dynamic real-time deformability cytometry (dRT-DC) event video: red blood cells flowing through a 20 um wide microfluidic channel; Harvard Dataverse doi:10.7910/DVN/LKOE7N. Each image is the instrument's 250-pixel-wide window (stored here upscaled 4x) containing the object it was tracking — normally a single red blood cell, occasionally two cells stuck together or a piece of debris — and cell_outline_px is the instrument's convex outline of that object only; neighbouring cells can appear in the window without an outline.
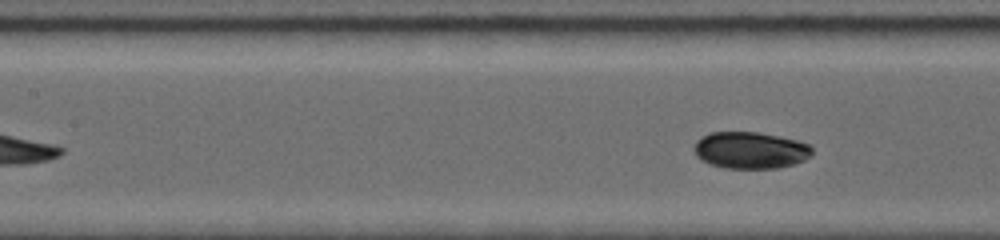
{"species": "common noctule bat (a hibernating species)", "species_latin": "Nyctalus noctula", "temperature_condition": "room temperature", "stored_images_in_passage": 9, "segment_of_instrument_passage": [2, 2], "camera_frame_rate_fps": 5000, "um_per_image_px": 0.085, "animal": {"sex": "female", "body_mass_g": 19.0, "forearm_length_mm": 56.7}, "frame": {"image": 1, "passage_image": 9, "time_ms": 5.6, "image_size_px": [1000, 240], "cell_outline_px": [[812, 156], [804, 160], [792, 164], [776, 168], [724, 168], [708, 164], [696, 156], [696, 144], [704, 136], [712, 132], [756, 132], [796, 140], [808, 144], [812, 148]], "centroid_in_image_um": [63.81, 12.78], "position_along_channel_um": 143.6, "area_um2": 24.91}}